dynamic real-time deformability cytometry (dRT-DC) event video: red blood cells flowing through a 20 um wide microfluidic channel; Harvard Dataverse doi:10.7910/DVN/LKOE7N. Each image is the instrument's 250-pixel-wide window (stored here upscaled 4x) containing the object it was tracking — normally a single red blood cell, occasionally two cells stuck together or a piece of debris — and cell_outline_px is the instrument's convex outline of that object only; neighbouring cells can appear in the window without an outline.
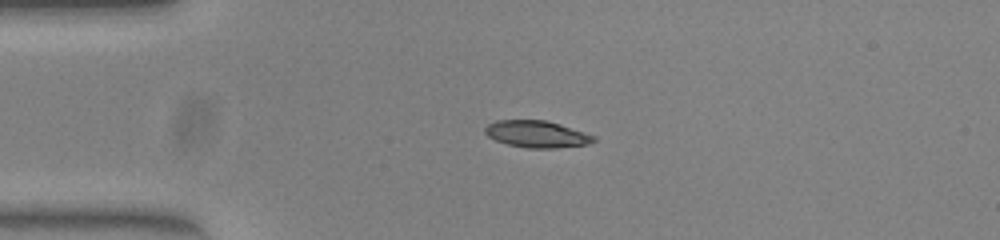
{"species": "common noctule bat (a hibernating species)", "species_latin": "Nyctalus noctula", "temperature_condition": "warm", "stored_images_in_passage": 40, "camera_frame_rate_fps": 3000, "um_per_image_px": 0.085, "animal": {"sex": "female", "body_mass_g": 23.0, "forearm_length_mm": 53.4}, "frame": {"image": 1, "passage_image": 1, "time_ms": 0.0, "image_size_px": [1000, 240], "cell_outline_px": [[596, 140], [588, 144], [556, 148], [528, 148], [508, 144], [496, 140], [488, 136], [484, 132], [484, 128], [488, 124], [496, 120], [544, 120], [560, 124], [596, 136]], "centroid_in_image_um": [45.63, 11.4], "position_along_channel_um": 39.4, "area_um2": 16.94}}
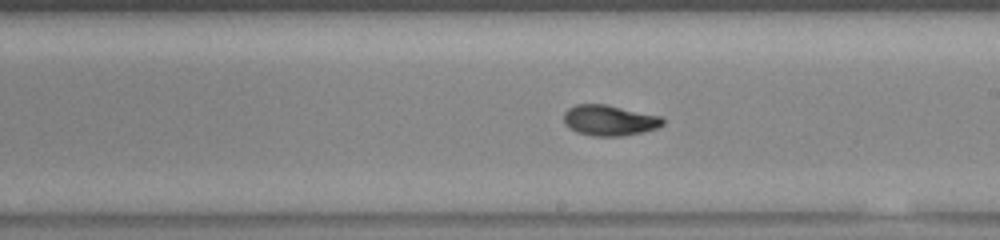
{"frame": {"image": 2, "passage_image": 18, "time_ms": 5.667, "image_size_px": [1000, 240], "cell_outline_px": [[664, 124], [656, 128], [644, 132], [624, 136], [592, 136], [576, 132], [568, 128], [564, 124], [564, 112], [568, 108], [576, 104], [604, 104], [660, 116], [664, 120]], "centroid_in_image_um": [51.76, 10.24], "position_along_channel_um": 237.2, "area_um2": 17.74}}
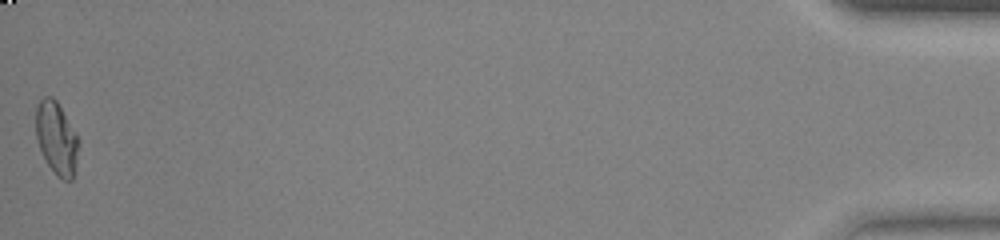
{"frame": {"image": 3, "passage_image": 40, "time_ms": 13.0, "image_size_px": [1000, 240], "cell_outline_px": [[80, 140], [76, 164], [72, 180], [64, 180], [56, 176], [48, 164], [36, 140], [36, 108], [40, 100], [44, 96], [52, 96], [56, 100]], "centroid_in_image_um": [4.81, 11.75], "position_along_channel_um": 430.4, "area_um2": 18.03}, "authors_computed_cell_mechanics": {"area_um2": 17.5134, "velocity_mm_per_s": 4.0063, "shape_relaxation_time_tau1_ms": 5.0349, "shape_relaxation_time_tau2_ms": 1.4079, "deformation_change_tau1": 0.1986, "deformation_change_tau2": 0.0602}}